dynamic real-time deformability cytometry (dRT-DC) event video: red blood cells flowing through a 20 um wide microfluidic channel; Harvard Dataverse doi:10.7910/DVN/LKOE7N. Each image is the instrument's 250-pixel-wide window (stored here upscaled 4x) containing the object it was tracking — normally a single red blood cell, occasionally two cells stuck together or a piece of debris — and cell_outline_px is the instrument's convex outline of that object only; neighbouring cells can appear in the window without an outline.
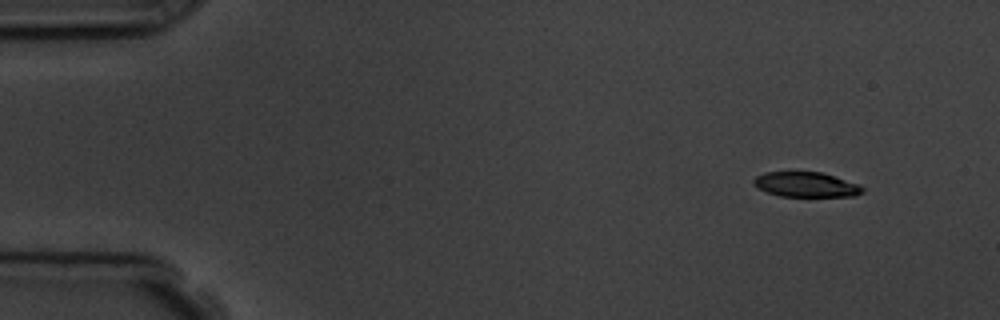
{"species": "common noctule bat (a hibernating species)", "species_latin": "Nyctalus noctula", "temperature_condition": "room temperature", "stored_images_in_passage": 9, "camera_frame_rate_fps": 3000, "um_per_image_px": 0.085, "animal": {"sex": "male", "body_mass_g": 19.5, "forearm_length_mm": 54.6}, "frame": {"image": 1, "passage_image": 1, "time_ms": 0.0, "image_size_px": [1000, 320], "cell_outline_px": [[864, 192], [856, 196], [780, 196], [768, 192], [752, 184], [752, 180], [756, 176], [764, 172], [792, 168], [820, 172], [860, 184], [864, 188]], "centroid_in_image_um": [68.47, 15.63], "position_along_channel_um": 16.5, "area_um2": 16.59}}
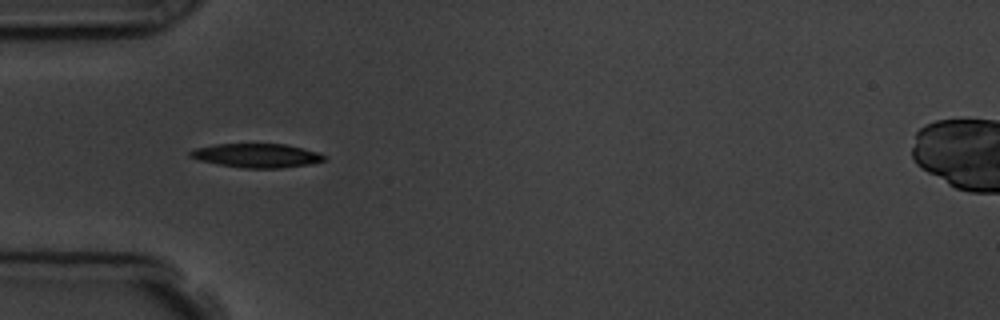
{"frame": {"image": 2, "passage_image": 4, "time_ms": 4.0, "image_size_px": [1000, 320], "cell_outline_px": [[328, 156], [324, 160], [308, 164], [280, 168], [244, 168], [220, 164], [200, 160], [188, 156], [188, 152], [196, 148], [216, 144], [284, 144], [304, 148], [320, 152]], "centroid_in_image_um": [21.85, 13.21], "position_along_channel_um": 63.1, "area_um2": 18.61}}
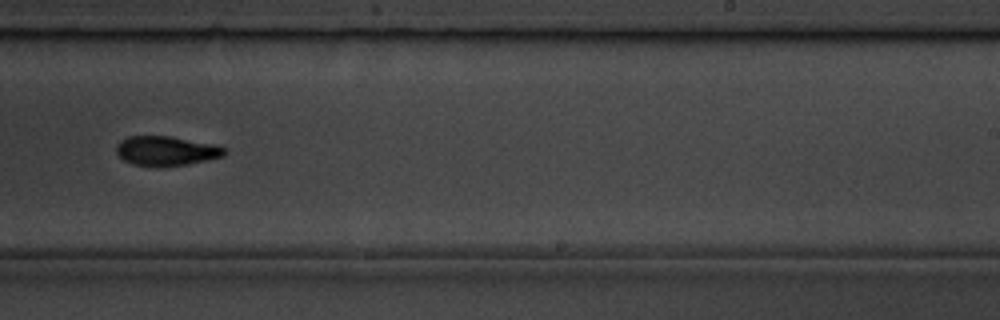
{"frame": {"image": 3, "passage_image": 9, "time_ms": 9.667, "image_size_px": [1000, 320], "cell_outline_px": [[228, 152], [224, 156], [208, 160], [188, 164], [160, 168], [132, 164], [124, 160], [116, 152], [116, 144], [120, 140], [128, 136], [172, 136], [212, 144], [228, 148]], "centroid_in_image_um": [14.14, 12.84], "position_along_channel_um": 274.9, "area_um2": 19.02}}